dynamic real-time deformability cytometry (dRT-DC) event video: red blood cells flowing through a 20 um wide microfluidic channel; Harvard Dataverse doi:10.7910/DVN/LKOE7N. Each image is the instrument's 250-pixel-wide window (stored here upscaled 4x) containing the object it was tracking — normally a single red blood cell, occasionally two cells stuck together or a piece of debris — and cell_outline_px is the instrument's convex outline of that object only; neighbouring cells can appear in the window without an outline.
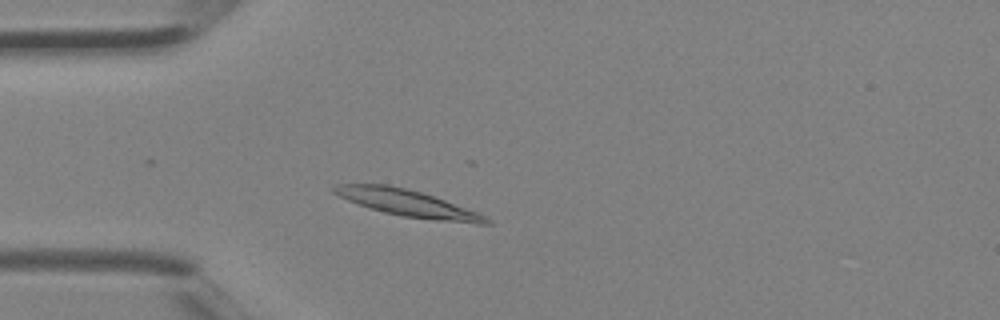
{"species": "Egyptian fruit bat (a non-hibernating species)", "species_latin": "Rousettus aegyptiacus", "temperature_condition": "room temperature", "stored_images_in_passage": 3, "camera_frame_rate_fps": 3000, "um_per_image_px": 0.085, "animal": {"sex": "female"}, "frame": {"image": 1, "passage_image": 3, "time_ms": 0.667, "image_size_px": [1000, 320], "cell_outline_px": [[492, 224], [476, 224], [436, 220], [400, 216], [384, 212], [348, 200], [332, 192], [332, 188], [336, 184], [388, 184], [420, 192], [444, 200], [476, 212], [492, 220]], "centroid_in_image_um": [34.65, 17.27], "position_along_channel_um": 50.4, "area_um2": 23.18}}